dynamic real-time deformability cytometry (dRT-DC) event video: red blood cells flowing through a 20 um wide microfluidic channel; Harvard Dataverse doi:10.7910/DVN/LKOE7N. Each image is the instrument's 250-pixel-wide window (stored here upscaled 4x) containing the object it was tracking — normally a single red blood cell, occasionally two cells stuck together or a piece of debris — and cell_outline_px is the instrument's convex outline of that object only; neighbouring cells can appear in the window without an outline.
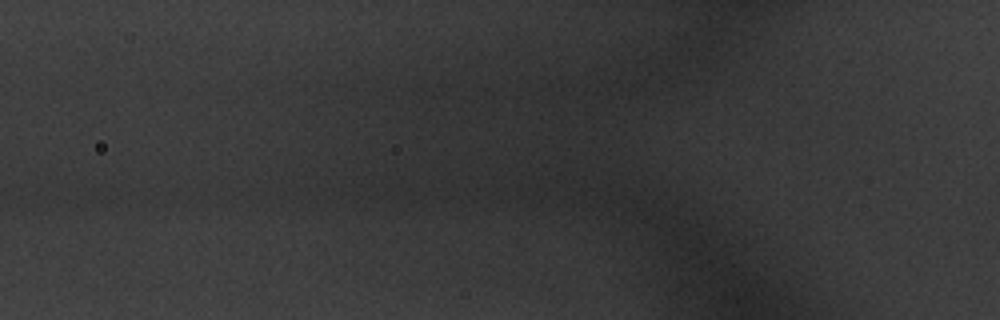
{"species": "common noctule bat (a hibernating species)", "species_latin": "Nyctalus noctula", "temperature_condition": "warm", "stored_images_in_passage": 3, "camera_frame_rate_fps": 3000, "um_per_image_px": 0.085, "animal": {"sex": "male", "body_mass_g": 20.1, "forearm_length_mm": 53.5}, "frame": {"image": 1, "passage_image": 2, "time_ms": 0.333, "image_size_px": [1000, 320], "cell_outline_px": [[608, 172], [600, 188], [536, 192], [524, 188], [504, 176], [516, 164], [540, 160], [548, 160], [600, 168]], "centroid_in_image_um": [47.25, 14.97], "position_along_channel_um": 78.6, "area_um2": 17.51}}